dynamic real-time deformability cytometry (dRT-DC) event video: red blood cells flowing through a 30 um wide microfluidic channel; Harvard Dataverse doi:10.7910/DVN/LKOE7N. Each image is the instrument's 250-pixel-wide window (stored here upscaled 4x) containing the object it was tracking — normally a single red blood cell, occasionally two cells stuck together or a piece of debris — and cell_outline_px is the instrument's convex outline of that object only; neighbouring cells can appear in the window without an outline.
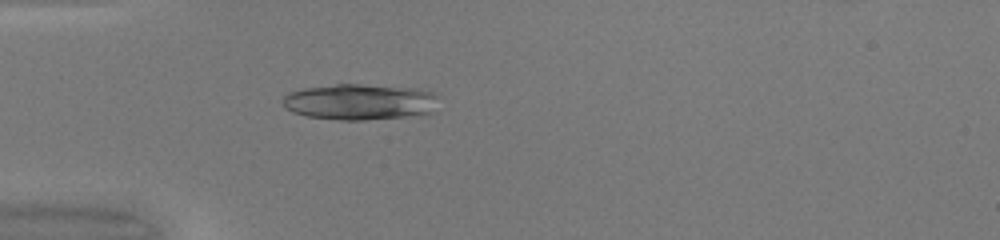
{"species": "common noctule bat (a hibernating species)", "species_latin": "Nyctalus noctula", "temperature_condition": "warm", "stored_images_in_passage": 35, "camera_frame_rate_fps": 3000, "um_per_image_px": 0.085, "animal": {"sex": "female", "body_mass_g": 20.0, "forearm_length_mm": 54.0}, "frame": {"image": 1, "passage_image": 1, "time_ms": 0.0, "image_size_px": [1000, 240], "cell_outline_px": [[436, 96], [432, 112], [420, 116], [364, 120], [340, 120], [308, 116], [292, 112], [284, 108], [284, 96], [288, 92], [304, 88], [336, 84], [356, 84], [416, 88], [436, 92]], "centroid_in_image_um": [30.6, 8.67], "position_along_channel_um": 54.4, "area_um2": 32.83}}